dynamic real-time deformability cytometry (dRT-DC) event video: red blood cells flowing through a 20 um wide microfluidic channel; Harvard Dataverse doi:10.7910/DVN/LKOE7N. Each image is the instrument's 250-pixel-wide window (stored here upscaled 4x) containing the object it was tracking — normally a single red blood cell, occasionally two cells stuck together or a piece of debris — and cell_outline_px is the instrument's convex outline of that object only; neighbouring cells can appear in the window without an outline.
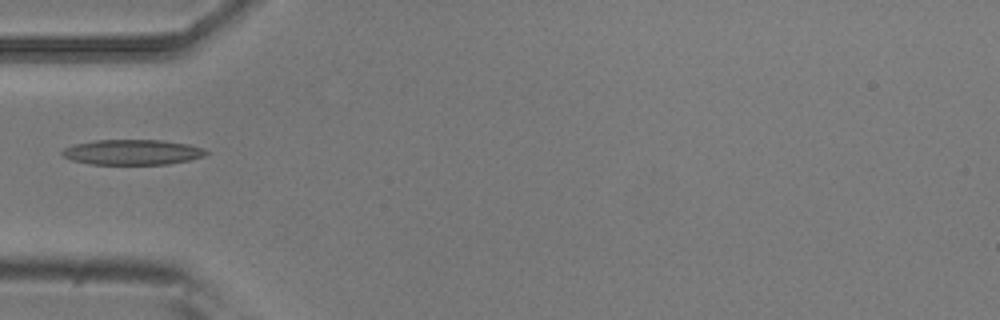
{"species": "common noctule bat (a hibernating species)", "species_latin": "Nyctalus noctula", "temperature_condition": "room temperature", "stored_images_in_passage": 1, "camera_frame_rate_fps": 3000, "um_per_image_px": 0.085, "animal": {"sex": "male", "body_mass_g": 20.5, "forearm_length_mm": 52.5}, "frame": {"image": 1, "passage_image": 1, "time_ms": 0.0, "image_size_px": [1000, 320], "cell_outline_px": [[208, 152], [204, 156], [188, 160], [168, 164], [92, 164], [72, 160], [64, 156], [60, 152], [64, 148], [72, 144], [96, 140], [160, 140], [188, 144], [204, 148]], "centroid_in_image_um": [11.24, 12.93], "position_along_channel_um": 73.8, "area_um2": 21.1}}